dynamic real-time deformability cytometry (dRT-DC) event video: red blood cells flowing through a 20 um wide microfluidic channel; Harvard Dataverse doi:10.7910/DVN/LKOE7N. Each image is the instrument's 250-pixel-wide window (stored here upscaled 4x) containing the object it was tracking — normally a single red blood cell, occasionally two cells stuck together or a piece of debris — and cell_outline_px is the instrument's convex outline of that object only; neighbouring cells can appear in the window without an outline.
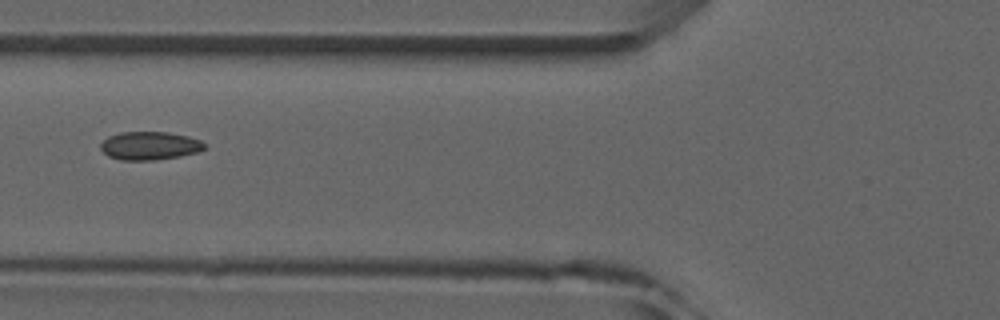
{"species": "common noctule bat (a hibernating species)", "species_latin": "Nyctalus noctula", "temperature_condition": "room temperature", "stored_images_in_passage": 6, "camera_frame_rate_fps": 3000, "um_per_image_px": 0.085, "animal": {"sex": "male", "forearm_length_mm": 52.5}, "frame": {"image": 1, "passage_image": 5, "time_ms": 5.333, "image_size_px": [1000, 320], "cell_outline_px": [[204, 148], [196, 152], [180, 156], [156, 160], [120, 160], [108, 156], [100, 148], [100, 144], [108, 136], [120, 132], [168, 132], [188, 136], [200, 140], [204, 144]], "centroid_in_image_um": [12.69, 12.38], "position_along_channel_um": 113.1, "area_um2": 17.05}}
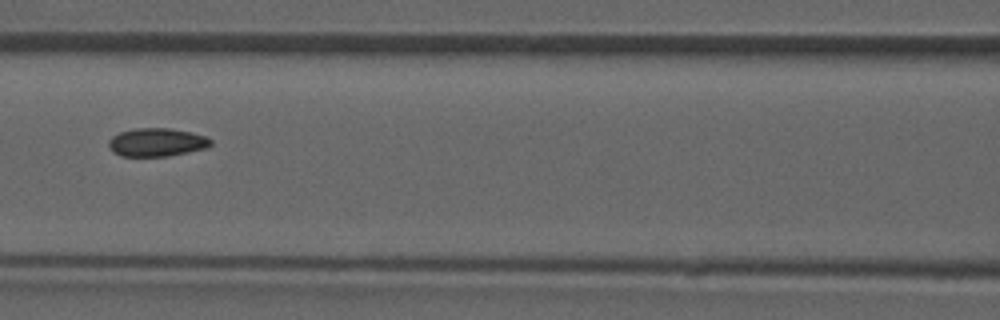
{"frame": {"image": 2, "passage_image": 6, "time_ms": 6.333, "image_size_px": [1000, 320], "cell_outline_px": [[212, 144], [208, 148], [168, 156], [120, 156], [112, 152], [108, 144], [108, 140], [112, 136], [120, 132], [136, 128], [168, 128], [192, 132], [204, 136], [212, 140]], "centroid_in_image_um": [13.32, 12.1], "position_along_channel_um": 153.3, "area_um2": 16.94}}